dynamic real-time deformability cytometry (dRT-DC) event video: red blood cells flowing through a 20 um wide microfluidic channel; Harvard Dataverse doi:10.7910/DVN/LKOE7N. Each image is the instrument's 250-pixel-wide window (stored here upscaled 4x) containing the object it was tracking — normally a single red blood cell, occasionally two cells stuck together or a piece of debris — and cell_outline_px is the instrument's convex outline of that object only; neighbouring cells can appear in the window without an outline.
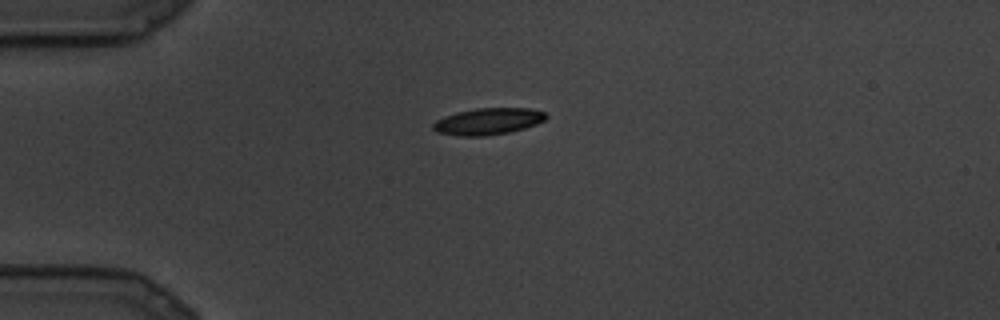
{"species": "common noctule bat (a hibernating species)", "species_latin": "Nyctalus noctula", "temperature_condition": "cold", "stored_images_in_passage": 20, "camera_frame_rate_fps": 3000, "um_per_image_px": 0.085, "animal": {"sex": "male", "body_mass_g": 19.5, "forearm_length_mm": 54.6}, "frame": {"image": 1, "passage_image": 1, "time_ms": 0.0, "image_size_px": [1000, 320], "cell_outline_px": [[548, 116], [544, 120], [536, 124], [524, 128], [508, 132], [484, 136], [460, 136], [436, 132], [432, 128], [432, 124], [436, 120], [444, 116], [456, 112], [476, 108], [532, 108], [544, 112]], "centroid_in_image_um": [41.46, 10.31], "position_along_channel_um": 43.5, "area_um2": 17.57}}
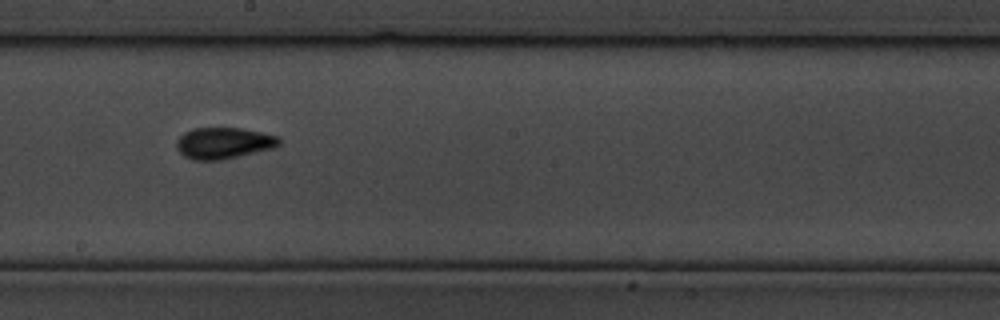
{"frame": {"image": 2, "passage_image": 9, "time_ms": 2.667, "image_size_px": [1000, 320], "cell_outline_px": [[280, 144], [276, 148], [220, 160], [192, 160], [184, 156], [176, 148], [176, 140], [184, 132], [192, 128], [240, 128], [280, 136]], "centroid_in_image_um": [19.01, 12.16], "position_along_channel_um": 229.2, "area_um2": 18.9}}
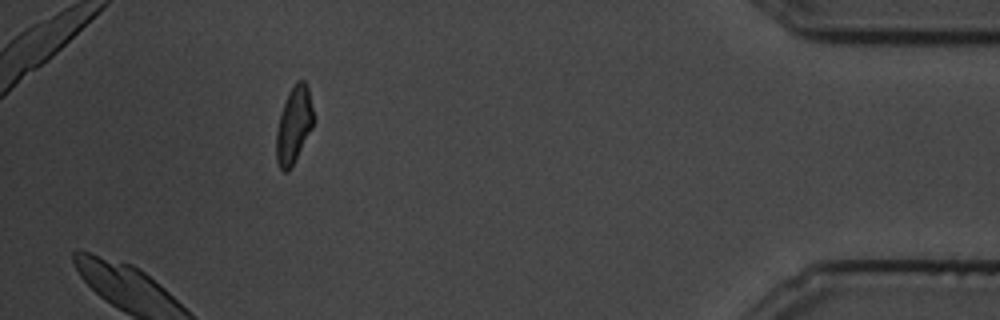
{"frame": {"image": 3, "passage_image": 18, "time_ms": 5.667, "image_size_px": [1000, 320], "cell_outline_px": [[312, 128], [288, 172], [284, 172], [280, 168], [276, 160], [276, 132], [280, 116], [288, 92], [296, 80], [304, 80], [308, 84], [312, 108]], "centroid_in_image_um": [24.96, 10.6], "position_along_channel_um": 410.2, "area_um2": 16.3}}